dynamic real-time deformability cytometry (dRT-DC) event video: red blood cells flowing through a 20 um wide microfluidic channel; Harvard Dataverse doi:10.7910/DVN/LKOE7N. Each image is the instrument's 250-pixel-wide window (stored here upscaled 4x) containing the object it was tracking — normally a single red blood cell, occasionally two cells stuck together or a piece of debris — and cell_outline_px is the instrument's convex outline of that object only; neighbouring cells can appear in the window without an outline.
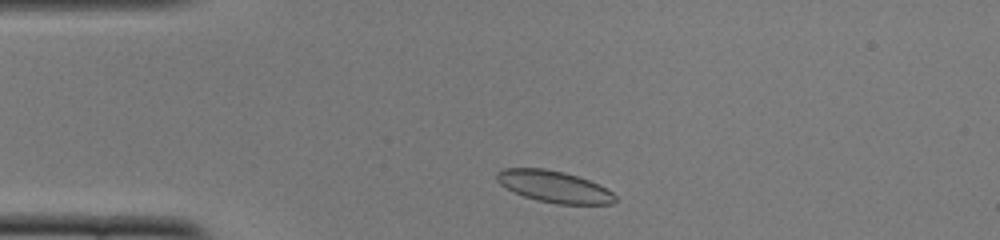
{"species": "common noctule bat (a hibernating species)", "species_latin": "Nyctalus noctula", "temperature_condition": "cold", "stored_images_in_passage": 44, "camera_frame_rate_fps": 3000, "um_per_image_px": 0.085, "animal": {"sex": "female", "body_mass_g": 22.0, "forearm_length_mm": 56.7}, "frame": {"image": 1, "passage_image": 3, "time_ms": 0.667, "image_size_px": [1000, 240], "cell_outline_px": [[616, 200], [612, 204], [556, 204], [536, 200], [524, 196], [500, 184], [496, 180], [496, 172], [504, 168], [544, 168], [564, 172], [600, 184], [612, 192], [616, 196]], "centroid_in_image_um": [47.11, 15.86], "position_along_channel_um": 37.9, "area_um2": 21.79}}
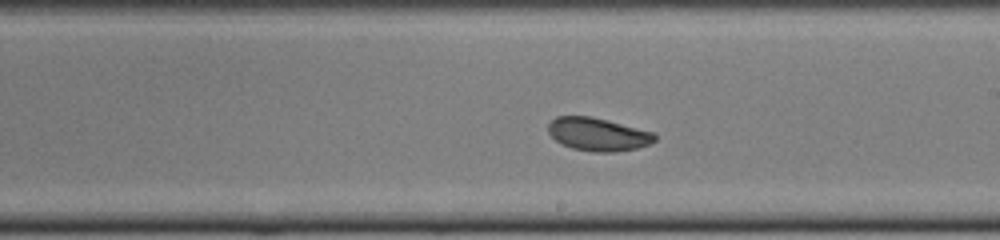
{"frame": {"image": 2, "passage_image": 21, "time_ms": 6.667, "image_size_px": [1000, 240], "cell_outline_px": [[656, 140], [648, 144], [636, 148], [612, 152], [596, 152], [572, 148], [556, 140], [548, 132], [548, 124], [556, 116], [592, 116], [656, 132]], "centroid_in_image_um": [50.85, 11.4], "position_along_channel_um": 238.2, "area_um2": 20.52}}
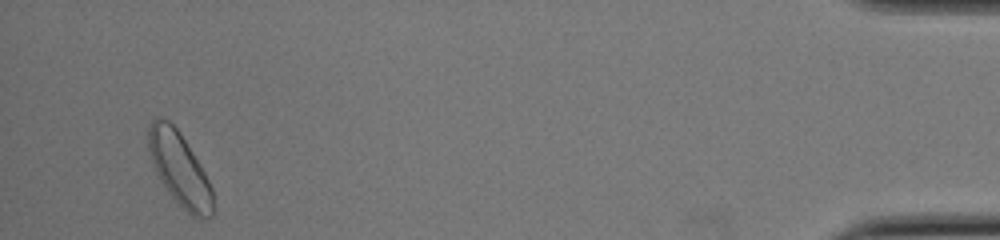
{"frame": {"image": 3, "passage_image": 41, "time_ms": 13.333, "image_size_px": [1000, 240], "cell_outline_px": [[216, 208], [212, 216], [200, 220], [196, 220], [168, 192], [148, 152], [148, 128], [152, 120], [156, 116], [160, 116], [168, 120], [180, 132], [200, 164], [212, 188]], "centroid_in_image_um": [15.3, 14.38], "position_along_channel_um": 419.9, "area_um2": 27.46}, "authors_computed_cell_mechanics": {"area_um2": 21.3282, "velocity_mm_per_s": 3.8499, "shape_relaxation_time_tau1_ms": 3.5722, "shape_relaxation_time_tau2_ms": 2.1066, "deformation_change_tau1": 0.0894, "deformation_change_tau2": 0.0691}}